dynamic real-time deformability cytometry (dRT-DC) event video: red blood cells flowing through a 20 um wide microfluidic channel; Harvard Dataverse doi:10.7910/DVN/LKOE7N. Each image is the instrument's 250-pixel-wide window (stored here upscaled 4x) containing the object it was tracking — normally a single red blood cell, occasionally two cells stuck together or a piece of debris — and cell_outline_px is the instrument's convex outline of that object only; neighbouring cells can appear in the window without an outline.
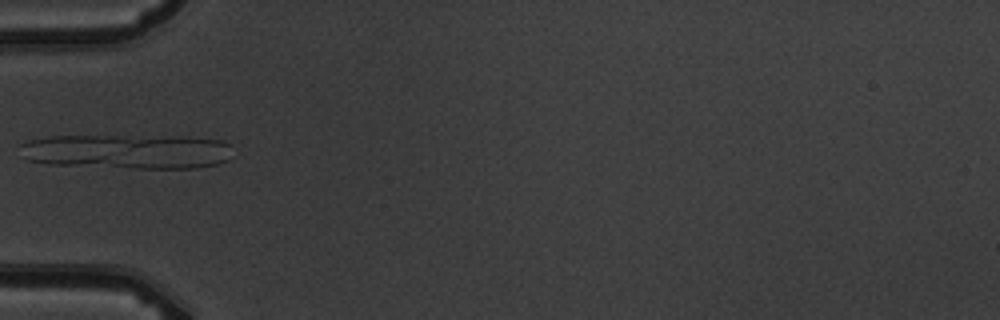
{"species": "common noctule bat (a hibernating species)", "species_latin": "Nyctalus noctula", "temperature_condition": "warm", "stored_images_in_passage": 6, "camera_frame_rate_fps": 3000, "um_per_image_px": 0.085, "animal": {"sex": "male", "body_mass_g": 19.5, "forearm_length_mm": 54.6}, "frame": {"image": 1, "passage_image": 6, "time_ms": 5.667, "image_size_px": [1000, 320], "cell_outline_px": [[232, 144], [228, 160], [220, 164], [196, 168], [136, 168], [52, 164], [24, 160], [20, 144], [28, 140], [48, 136], [184, 136], [224, 140]], "centroid_in_image_um": [10.86, 12.86], "position_along_channel_um": 74.1, "area_um2": 43.41}}